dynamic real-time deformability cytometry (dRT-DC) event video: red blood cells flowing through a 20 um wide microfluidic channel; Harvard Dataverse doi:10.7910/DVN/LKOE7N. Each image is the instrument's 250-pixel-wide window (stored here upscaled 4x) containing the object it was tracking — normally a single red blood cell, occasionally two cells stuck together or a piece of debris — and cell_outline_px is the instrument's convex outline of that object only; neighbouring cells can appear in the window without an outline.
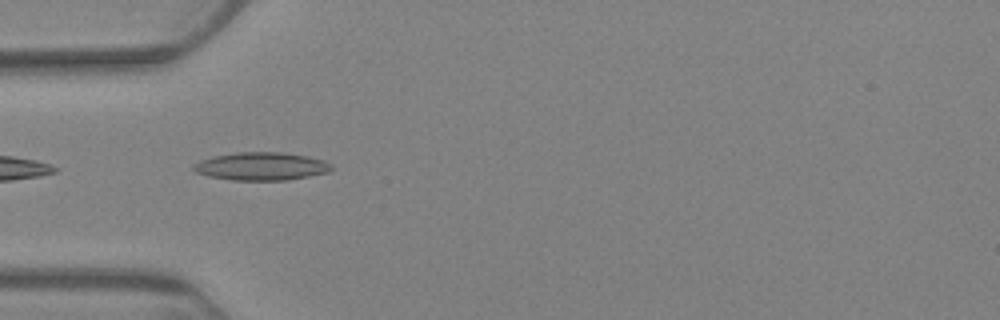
{"species": "Egyptian fruit bat (a non-hibernating species)", "species_latin": "Rousettus aegyptiacus", "temperature_condition": "warm", "stored_images_in_passage": 6, "camera_frame_rate_fps": 3000, "um_per_image_px": 0.085, "animal": {"sex": "female"}, "frame": {"image": 1, "passage_image": 6, "time_ms": 5.667, "image_size_px": [1000, 320], "cell_outline_px": [[332, 168], [328, 172], [308, 176], [284, 180], [232, 180], [208, 176], [196, 172], [192, 168], [192, 164], [200, 160], [212, 156], [236, 152], [284, 152], [308, 156], [324, 160], [332, 164]], "centroid_in_image_um": [22.19, 14.12], "position_along_channel_um": 62.8, "area_um2": 22.6}}